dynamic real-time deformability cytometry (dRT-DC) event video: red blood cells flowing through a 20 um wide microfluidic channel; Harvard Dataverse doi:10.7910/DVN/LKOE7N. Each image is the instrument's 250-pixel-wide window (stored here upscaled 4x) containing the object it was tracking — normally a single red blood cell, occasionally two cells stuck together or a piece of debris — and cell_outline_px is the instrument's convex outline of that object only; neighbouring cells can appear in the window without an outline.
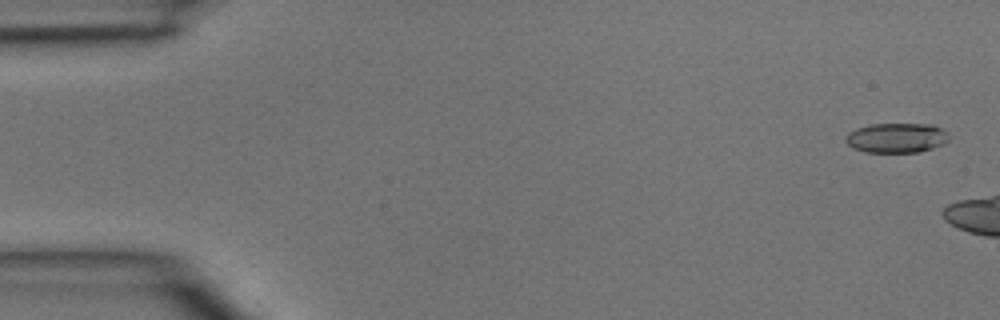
{"species": "common noctule bat (a hibernating species)", "species_latin": "Nyctalus noctula", "temperature_condition": "room temperature", "stored_images_in_passage": 7, "camera_frame_rate_fps": 3000, "um_per_image_px": 0.085, "animal": {"sex": "male", "body_mass_g": 15.6}, "frame": {"image": 1, "passage_image": 2, "time_ms": 0.333, "image_size_px": [1000, 320], "cell_outline_px": [[948, 140], [944, 144], [920, 152], [864, 152], [852, 148], [844, 140], [848, 132], [856, 128], [872, 124], [932, 124], [948, 132]], "centroid_in_image_um": [76.19, 11.72], "position_along_channel_um": 8.8, "area_um2": 18.03}}